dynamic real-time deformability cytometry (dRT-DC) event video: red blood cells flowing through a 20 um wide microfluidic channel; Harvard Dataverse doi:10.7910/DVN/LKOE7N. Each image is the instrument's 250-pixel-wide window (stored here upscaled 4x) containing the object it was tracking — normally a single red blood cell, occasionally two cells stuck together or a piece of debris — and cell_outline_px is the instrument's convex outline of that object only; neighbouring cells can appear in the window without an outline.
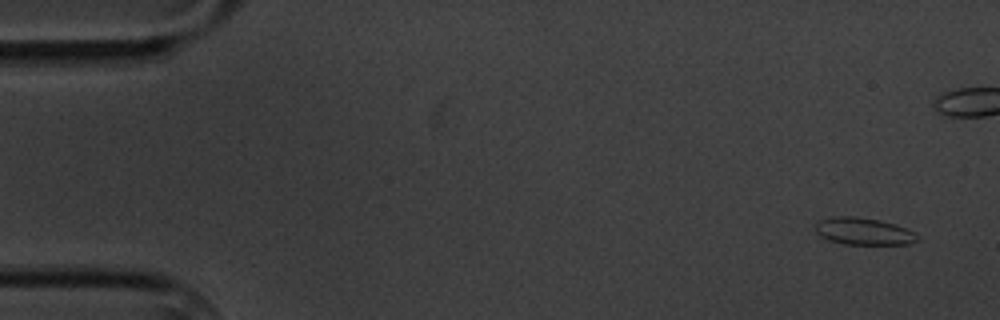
{"species": "common noctule bat (a hibernating species)", "species_latin": "Nyctalus noctula", "temperature_condition": "cold", "stored_images_in_passage": 5, "camera_frame_rate_fps": 3000, "um_per_image_px": 0.085, "animal": {"sex": "male", "body_mass_g": 20.1, "forearm_length_mm": 53.5}, "frame": {"image": 1, "passage_image": 1, "time_ms": 0.0, "image_size_px": [1000, 320], "cell_outline_px": [[916, 240], [908, 244], [844, 244], [828, 240], [820, 236], [816, 232], [816, 224], [820, 220], [832, 216], [852, 216], [880, 220], [896, 224], [916, 232]], "centroid_in_image_um": [73.38, 19.65], "position_along_channel_um": 11.6, "area_um2": 16.07}}